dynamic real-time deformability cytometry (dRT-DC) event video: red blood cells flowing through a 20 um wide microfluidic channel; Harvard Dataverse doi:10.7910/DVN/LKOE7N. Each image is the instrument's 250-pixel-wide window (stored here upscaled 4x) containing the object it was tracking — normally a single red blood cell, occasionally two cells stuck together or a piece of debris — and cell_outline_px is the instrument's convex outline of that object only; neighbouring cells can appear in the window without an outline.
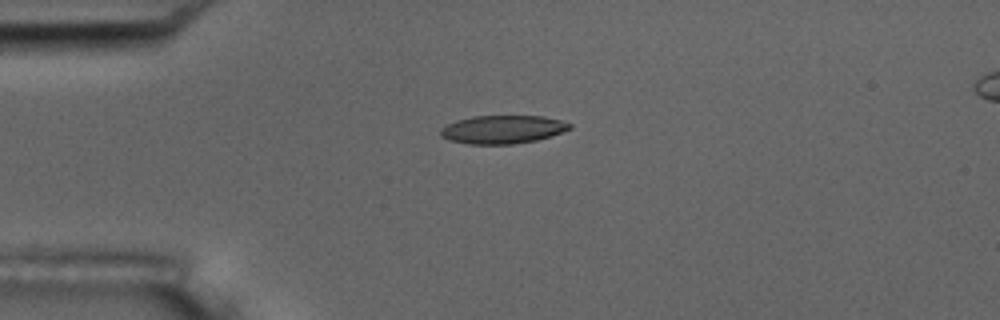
{"species": "common noctule bat (a hibernating species)", "species_latin": "Nyctalus noctula", "temperature_condition": "room temperature", "stored_images_in_passage": 3, "camera_frame_rate_fps": 3000, "um_per_image_px": 0.085, "animal": {"sex": "male", "body_mass_g": 17.5, "forearm_length_mm": 52.3}, "frame": {"image": 1, "passage_image": 1, "time_ms": 0.0, "image_size_px": [1000, 320], "cell_outline_px": [[572, 128], [552, 136], [536, 140], [512, 144], [468, 144], [448, 140], [440, 136], [440, 128], [456, 120], [472, 116], [544, 116], [560, 120], [572, 124]], "centroid_in_image_um": [42.71, 11.0], "position_along_channel_um": 42.3, "area_um2": 21.39}}